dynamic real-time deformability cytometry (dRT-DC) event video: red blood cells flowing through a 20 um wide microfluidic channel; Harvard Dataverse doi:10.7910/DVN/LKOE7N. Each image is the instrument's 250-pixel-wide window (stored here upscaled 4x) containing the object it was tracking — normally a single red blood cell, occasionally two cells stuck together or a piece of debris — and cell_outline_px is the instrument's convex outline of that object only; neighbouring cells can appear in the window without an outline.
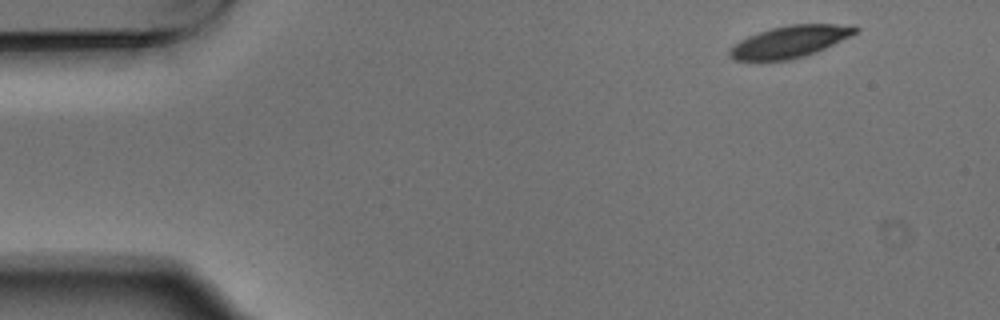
{"species": "Egyptian fruit bat (a non-hibernating species)", "species_latin": "Rousettus aegyptiacus", "temperature_condition": "warm", "stored_images_in_passage": 4, "camera_frame_rate_fps": 3000, "um_per_image_px": 0.085, "animal": {"sex": "male"}, "frame": {"image": 1, "passage_image": 1, "time_ms": 0.0, "image_size_px": [1000, 320], "cell_outline_px": [[860, 28], [852, 36], [816, 52], [804, 56], [788, 60], [736, 60], [728, 56], [728, 52], [740, 40], [748, 36], [772, 28], [788, 24], [856, 24]], "centroid_in_image_um": [67.21, 3.52], "position_along_channel_um": 17.8, "area_um2": 23.29}}
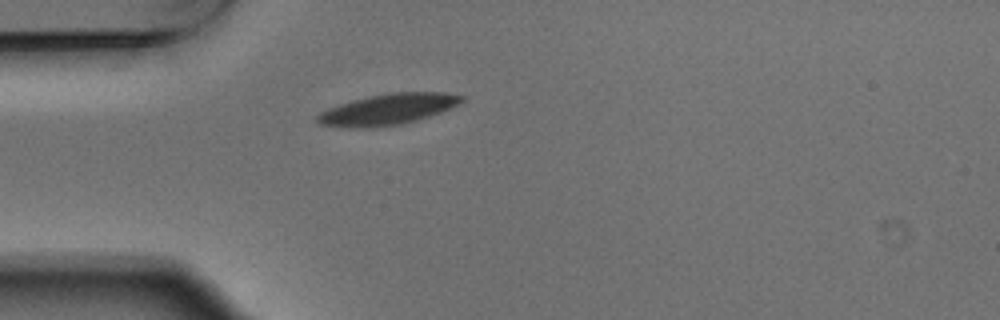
{"frame": {"image": 2, "passage_image": 4, "time_ms": 1.0, "image_size_px": [1000, 320], "cell_outline_px": [[464, 100], [440, 112], [416, 120], [400, 124], [372, 128], [340, 128], [320, 124], [316, 120], [316, 116], [320, 112], [328, 108], [352, 100], [368, 96], [392, 92], [444, 92], [464, 96]], "centroid_in_image_um": [32.9, 9.3], "position_along_channel_um": 52.1, "area_um2": 25.95}}